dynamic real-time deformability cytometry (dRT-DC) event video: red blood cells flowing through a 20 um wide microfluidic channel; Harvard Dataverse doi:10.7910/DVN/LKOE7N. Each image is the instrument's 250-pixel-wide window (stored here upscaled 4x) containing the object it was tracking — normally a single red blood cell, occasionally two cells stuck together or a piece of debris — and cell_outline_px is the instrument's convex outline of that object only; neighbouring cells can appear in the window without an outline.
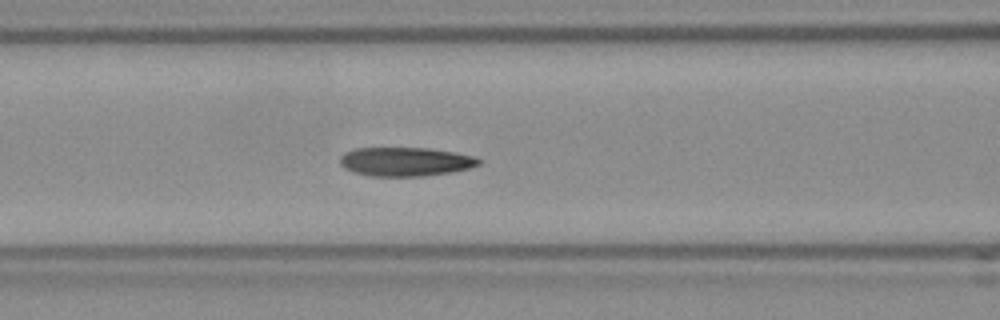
{"species": "Egyptian fruit bat (a non-hibernating species)", "species_latin": "Rousettus aegyptiacus", "temperature_condition": "room temperature", "stored_images_in_passage": 46, "camera_frame_rate_fps": 3000, "um_per_image_px": 0.085, "frame": {"image": 1, "passage_image": 20, "time_ms": 6.333, "image_size_px": [1000, 320], "cell_outline_px": [[480, 164], [468, 168], [448, 172], [424, 176], [372, 176], [352, 172], [344, 168], [340, 164], [340, 156], [344, 152], [356, 148], [428, 148], [452, 152], [472, 156], [480, 160]], "centroid_in_image_um": [34.39, 13.74], "position_along_channel_um": 132.2, "area_um2": 23.18}, "authors_computed_cell_mechanics": {"area_um2": 23.2067, "velocity_mm_per_s": 3.7761, "shape_relaxation_time_tau1_ms": 5.3987, "shape_relaxation_time_tau2_ms": 2.4525, "deformation_change_tau1": 0.1587, "deformation_change_tau2": 0.0717}}